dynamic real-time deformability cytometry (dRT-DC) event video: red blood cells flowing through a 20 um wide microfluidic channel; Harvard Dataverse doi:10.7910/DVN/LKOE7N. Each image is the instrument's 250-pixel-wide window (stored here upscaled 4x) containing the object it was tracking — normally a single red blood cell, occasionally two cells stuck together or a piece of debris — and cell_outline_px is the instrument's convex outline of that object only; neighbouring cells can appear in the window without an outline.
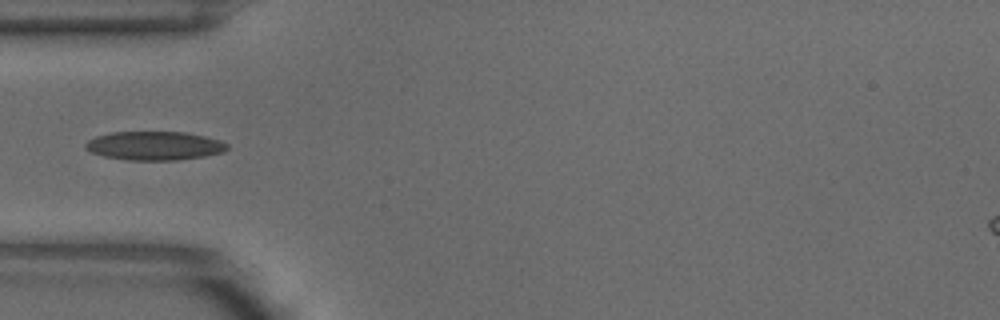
{"species": "common noctule bat (a hibernating species)", "species_latin": "Nyctalus noctula", "temperature_condition": "warm", "stored_images_in_passage": 6, "camera_frame_rate_fps": 3000, "um_per_image_px": 0.085, "animal": {"sex": "male", "body_mass_g": 18.8}, "frame": {"image": 1, "passage_image": 5, "time_ms": 1.333, "image_size_px": [1000, 320], "cell_outline_px": [[228, 148], [224, 152], [204, 156], [176, 160], [128, 160], [104, 156], [92, 152], [84, 148], [84, 144], [88, 140], [96, 136], [112, 132], [184, 132], [204, 136], [220, 140], [228, 144]], "centroid_in_image_um": [13.13, 12.39], "position_along_channel_um": 71.9, "area_um2": 23.7}}